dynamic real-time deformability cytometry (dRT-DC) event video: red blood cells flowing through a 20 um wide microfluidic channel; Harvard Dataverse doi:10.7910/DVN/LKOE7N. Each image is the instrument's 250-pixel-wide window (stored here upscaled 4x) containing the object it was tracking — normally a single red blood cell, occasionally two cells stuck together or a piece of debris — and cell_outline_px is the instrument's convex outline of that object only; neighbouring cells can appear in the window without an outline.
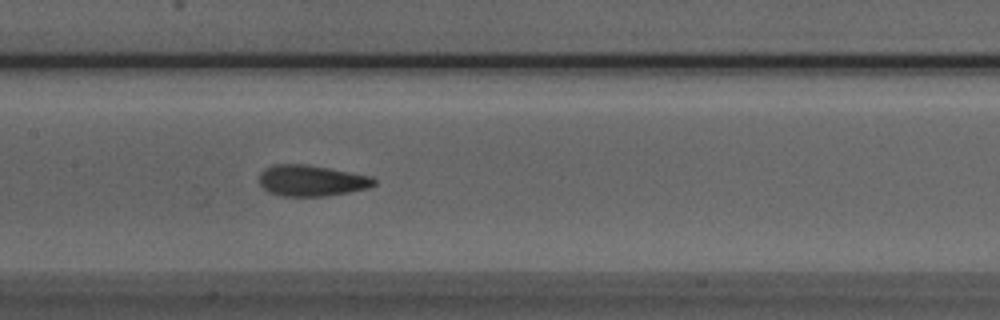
{"species": "Egyptian fruit bat (a non-hibernating species)", "species_latin": "Rousettus aegyptiacus", "temperature_condition": "room temperature", "stored_images_in_passage": 46, "camera_frame_rate_fps": 3000, "um_per_image_px": 0.085, "animal": {"sex": "male"}, "frame": {"image": 1, "passage_image": 19, "time_ms": 6.0, "image_size_px": [1000, 320], "cell_outline_px": [[376, 184], [368, 188], [348, 192], [324, 196], [280, 196], [268, 192], [260, 184], [260, 172], [264, 168], [272, 164], [308, 164], [372, 176], [376, 180]], "centroid_in_image_um": [26.47, 15.34], "position_along_channel_um": 180.9, "area_um2": 20.92}}
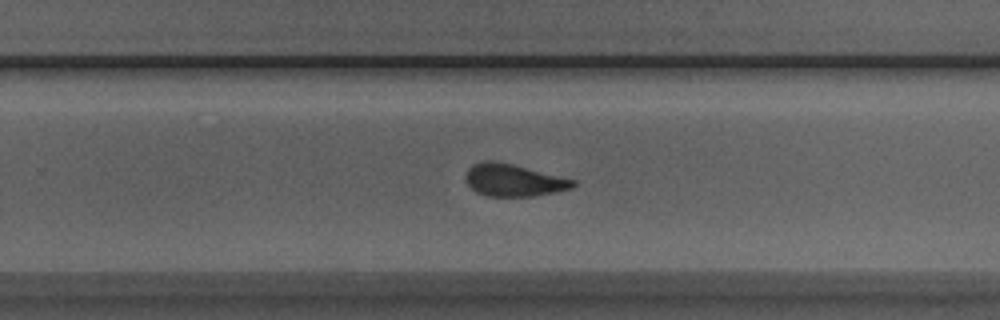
{"frame": {"image": 2, "passage_image": 27, "time_ms": 8.667, "image_size_px": [1000, 320], "cell_outline_px": [[576, 184], [572, 188], [556, 192], [532, 196], [488, 196], [476, 192], [468, 184], [468, 168], [472, 164], [484, 160], [496, 160], [576, 180]], "centroid_in_image_um": [43.67, 15.31], "position_along_channel_um": 286.1, "area_um2": 20.0}}
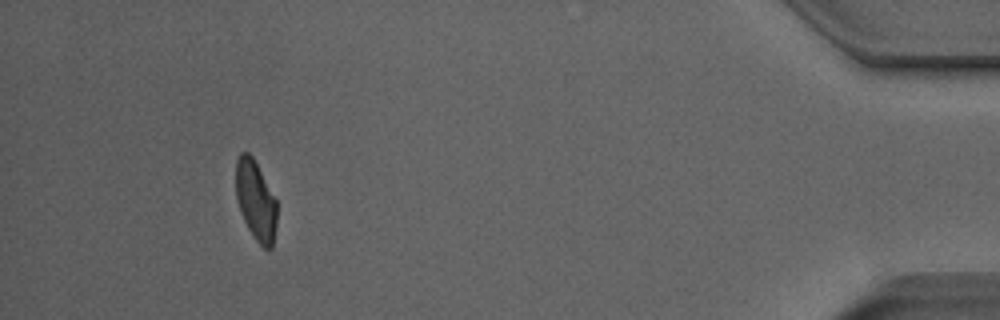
{"frame": {"image": 3, "passage_image": 42, "time_ms": 13.667, "image_size_px": [1000, 320], "cell_outline_px": [[276, 224], [272, 248], [264, 248], [252, 236], [240, 212], [236, 196], [236, 160], [240, 152], [248, 152], [252, 156], [276, 200]], "centroid_in_image_um": [21.72, 17.04], "position_along_channel_um": 413.5, "area_um2": 18.84}, "authors_computed_cell_mechanics": {"area_um2": 20.7213, "velocity_mm_per_s": 3.9628, "shape_relaxation_time_tau1_ms": 8.0906, "shape_relaxation_time_tau2_ms": 1.496, "deformation_change_tau1": 0.1833, "deformation_change_tau2": 0.0877}}